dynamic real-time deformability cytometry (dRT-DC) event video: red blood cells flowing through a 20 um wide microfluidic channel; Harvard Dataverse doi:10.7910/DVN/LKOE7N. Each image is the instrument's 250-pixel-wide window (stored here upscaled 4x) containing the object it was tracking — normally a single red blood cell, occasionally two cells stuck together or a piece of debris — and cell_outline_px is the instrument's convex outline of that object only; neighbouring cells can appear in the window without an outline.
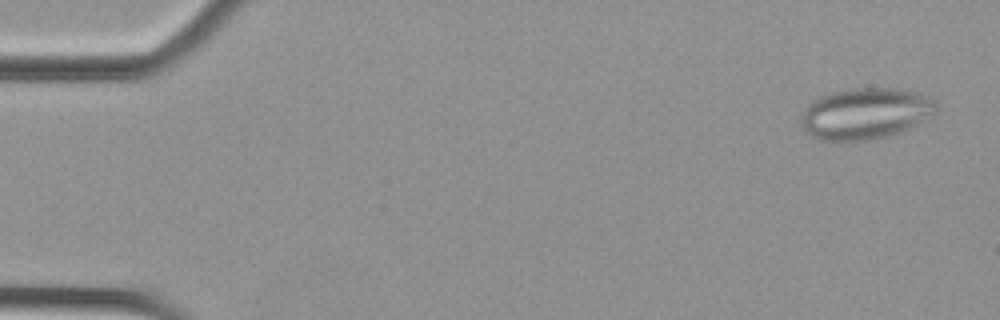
{"species": "Egyptian fruit bat (a non-hibernating species)", "species_latin": "Rousettus aegyptiacus", "temperature_condition": "cold", "stored_images_in_passage": 54, "camera_frame_rate_fps": 3000, "um_per_image_px": 0.085, "animal": {"sex": "female"}, "frame": {"image": 1, "passage_image": 2, "time_ms": 0.333, "image_size_px": [1000, 320], "cell_outline_px": [[936, 112], [900, 132], [888, 136], [868, 140], [820, 140], [812, 136], [800, 124], [800, 116], [804, 108], [808, 104], [820, 96], [832, 92], [852, 88], [896, 88], [916, 92], [928, 96], [936, 100]], "centroid_in_image_um": [73.53, 9.64], "position_along_channel_um": 11.5, "area_um2": 40.17}}
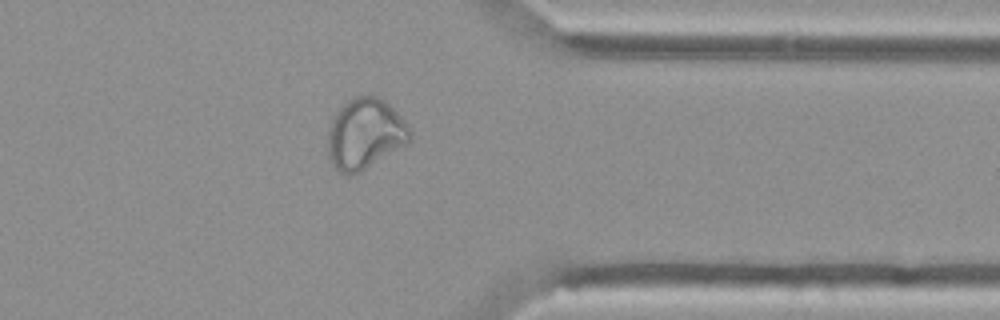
{"frame": {"image": 2, "passage_image": 43, "time_ms": 14.0, "image_size_px": [1000, 320], "cell_outline_px": [[412, 140], [364, 168], [356, 172], [344, 176], [332, 164], [328, 156], [328, 132], [332, 120], [336, 112], [348, 100], [356, 96], [376, 96], [384, 100], [408, 124], [412, 132]], "centroid_in_image_um": [31.02, 11.36], "position_along_channel_um": 380.4, "area_um2": 33.18}}
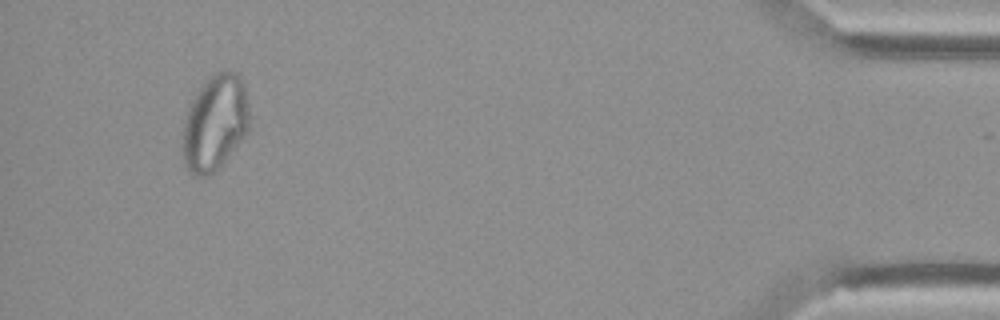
{"frame": {"image": 3, "passage_image": 51, "time_ms": 16.667, "image_size_px": [1000, 320], "cell_outline_px": [[248, 128], [224, 160], [208, 176], [196, 176], [188, 172], [184, 164], [184, 120], [188, 108], [192, 100], [200, 88], [216, 72], [224, 68], [236, 72], [240, 76], [244, 84], [248, 104]], "centroid_in_image_um": [18.26, 10.39], "position_along_channel_um": 416.9, "area_um2": 36.3}}